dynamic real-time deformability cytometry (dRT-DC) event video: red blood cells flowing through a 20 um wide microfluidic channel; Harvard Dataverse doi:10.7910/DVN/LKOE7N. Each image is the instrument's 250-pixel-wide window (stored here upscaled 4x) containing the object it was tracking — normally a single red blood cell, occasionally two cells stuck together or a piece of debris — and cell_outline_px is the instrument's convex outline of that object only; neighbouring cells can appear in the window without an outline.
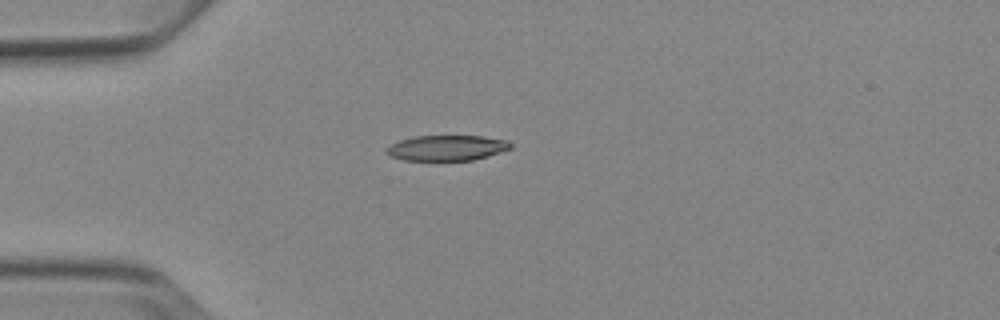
{"species": "Egyptian fruit bat (a non-hibernating species)", "species_latin": "Rousettus aegyptiacus", "temperature_condition": "cold", "stored_images_in_passage": 1, "camera_frame_rate_fps": 3000, "um_per_image_px": 0.085, "animal": {"sex": "female"}, "frame": {"image": 1, "passage_image": 1, "time_ms": 0.0, "image_size_px": [1000, 320], "cell_outline_px": [[512, 148], [488, 156], [472, 160], [404, 160], [392, 156], [384, 152], [384, 148], [400, 140], [412, 136], [484, 136], [508, 140], [512, 144]], "centroid_in_image_um": [37.98, 12.56], "position_along_channel_um": 47.0, "area_um2": 18.44}}